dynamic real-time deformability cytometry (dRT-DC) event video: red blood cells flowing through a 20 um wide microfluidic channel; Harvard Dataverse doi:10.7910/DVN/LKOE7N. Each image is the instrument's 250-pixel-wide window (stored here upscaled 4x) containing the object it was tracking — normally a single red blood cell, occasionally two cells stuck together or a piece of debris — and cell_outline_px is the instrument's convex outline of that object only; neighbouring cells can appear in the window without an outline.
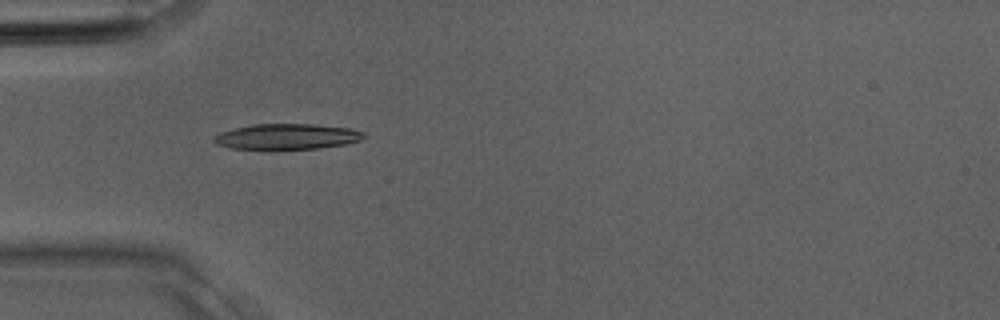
{"species": "Egyptian fruit bat (a non-hibernating species)", "species_latin": "Rousettus aegyptiacus", "temperature_condition": "room temperature", "stored_images_in_passage": 8, "camera_frame_rate_fps": 3000, "um_per_image_px": 0.085, "animal": {"sex": "male"}, "frame": {"image": 1, "passage_image": 6, "time_ms": 1.667, "image_size_px": [1000, 320], "cell_outline_px": [[368, 136], [360, 140], [344, 144], [316, 148], [272, 152], [268, 152], [232, 148], [216, 144], [212, 140], [212, 136], [220, 132], [232, 128], [252, 124], [312, 124], [352, 128], [364, 132]], "centroid_in_image_um": [24.32, 11.64], "position_along_channel_um": 60.7, "area_um2": 23.47}}